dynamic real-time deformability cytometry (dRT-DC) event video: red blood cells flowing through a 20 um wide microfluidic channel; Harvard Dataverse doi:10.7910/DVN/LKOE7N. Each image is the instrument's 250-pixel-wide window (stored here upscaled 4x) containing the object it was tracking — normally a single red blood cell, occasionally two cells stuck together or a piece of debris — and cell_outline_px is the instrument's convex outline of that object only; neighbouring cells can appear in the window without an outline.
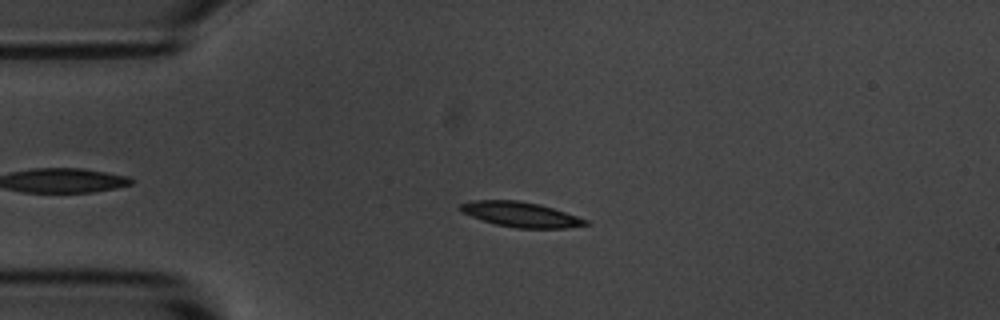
{"species": "common noctule bat (a hibernating species)", "species_latin": "Nyctalus noctula", "temperature_condition": "room temperature", "stored_images_in_passage": 52, "camera_frame_rate_fps": 3000, "um_per_image_px": 0.085, "animal": {"sex": "male", "body_mass_g": 20.1, "forearm_length_mm": 53.5}, "frame": {"image": 1, "passage_image": 10, "time_ms": 3.0, "image_size_px": [1000, 320], "cell_outline_px": [[588, 224], [564, 228], [516, 228], [496, 224], [472, 216], [464, 212], [460, 208], [460, 204], [472, 200], [516, 200], [540, 204], [588, 220]], "centroid_in_image_um": [44.26, 18.22], "position_along_channel_um": 40.7, "area_um2": 17.86}}
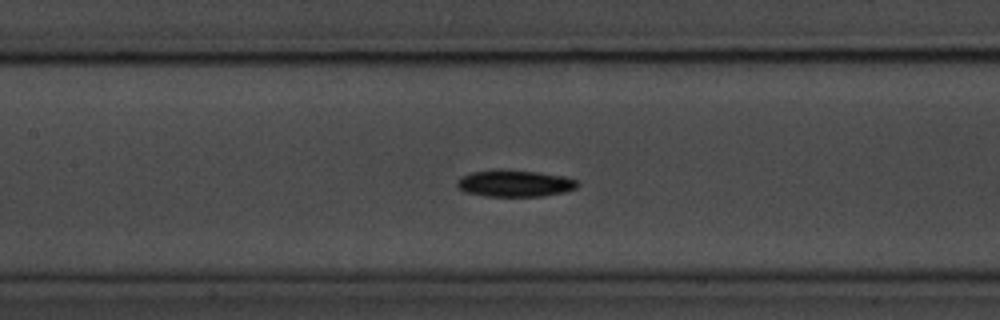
{"frame": {"image": 2, "passage_image": 22, "time_ms": 7.0, "image_size_px": [1000, 320], "cell_outline_px": [[580, 184], [576, 188], [564, 192], [540, 196], [488, 196], [464, 192], [456, 184], [464, 176], [472, 172], [536, 172], [560, 176], [576, 180]], "centroid_in_image_um": [43.81, 15.64], "position_along_channel_um": 163.6, "area_um2": 17.63}}
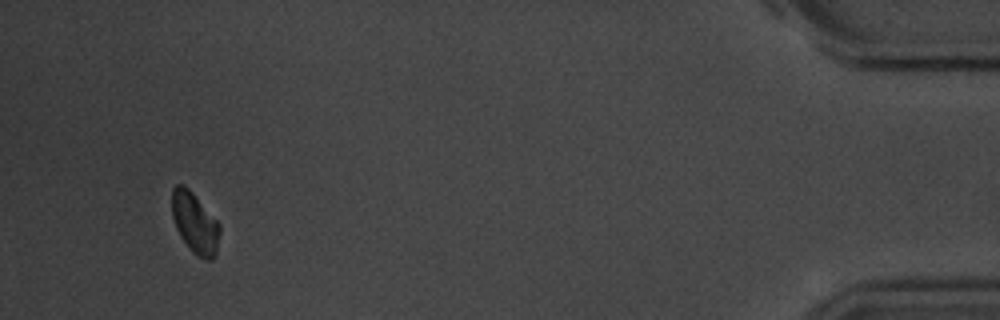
{"frame": {"image": 3, "passage_image": 49, "time_ms": 16.0, "image_size_px": [1000, 320], "cell_outline_px": [[220, 232], [216, 256], [212, 260], [204, 260], [196, 256], [192, 252], [180, 236], [176, 228], [172, 216], [172, 188], [176, 184], [184, 184], [192, 192], [220, 224]], "centroid_in_image_um": [16.57, 18.98], "position_along_channel_um": 418.6, "area_um2": 17.11}, "authors_computed_cell_mechanics": {"area_um2": 17.7446, "velocity_mm_per_s": 3.6612, "shape_relaxation_time_tau1_ms": 2.0104, "shape_relaxation_time_tau2_ms": null, "deformation_change_tau1": 0.0809, "deformation_change_tau2": null}}